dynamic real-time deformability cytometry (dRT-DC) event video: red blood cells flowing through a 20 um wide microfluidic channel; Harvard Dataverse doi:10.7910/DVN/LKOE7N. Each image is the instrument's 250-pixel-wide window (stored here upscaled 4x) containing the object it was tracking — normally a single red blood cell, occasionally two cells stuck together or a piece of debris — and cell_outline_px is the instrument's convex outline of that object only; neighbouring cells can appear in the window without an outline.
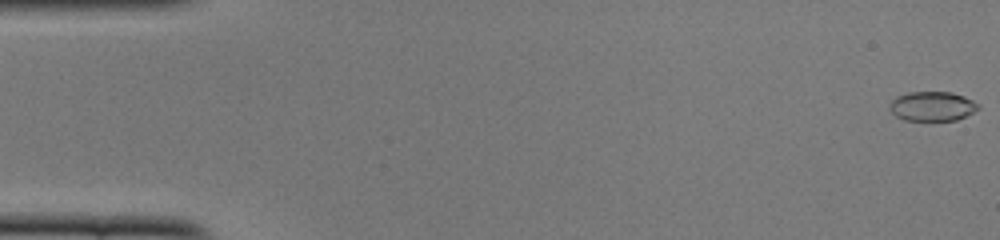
{"species": "common noctule bat (a hibernating species)", "species_latin": "Nyctalus noctula", "temperature_condition": "cold", "stored_images_in_passage": 52, "camera_frame_rate_fps": 3000, "um_per_image_px": 0.085, "animal": {"sex": "female", "body_mass_g": 22.0, "forearm_length_mm": 56.7}, "frame": {"image": 1, "passage_image": 1, "time_ms": 0.0, "image_size_px": [1000, 240], "cell_outline_px": [[980, 108], [956, 120], [904, 120], [896, 116], [892, 112], [892, 100], [896, 96], [908, 92], [952, 92], [964, 96], [980, 104]], "centroid_in_image_um": [79.27, 9.02], "position_along_channel_um": 5.7, "area_um2": 15.03}}
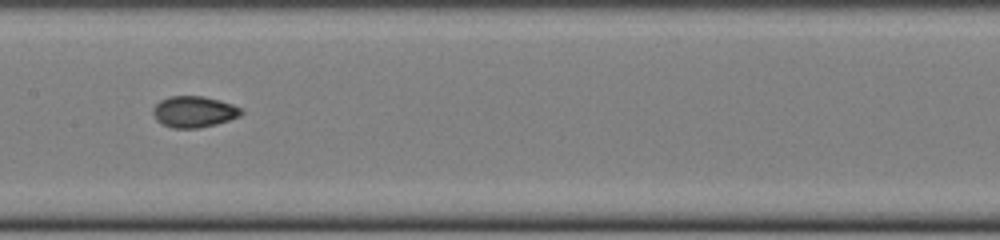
{"frame": {"image": 2, "passage_image": 26, "time_ms": 8.333, "image_size_px": [1000, 240], "cell_outline_px": [[244, 112], [240, 116], [216, 124], [200, 128], [172, 128], [160, 124], [156, 120], [152, 112], [152, 108], [160, 100], [168, 96], [204, 96], [220, 100], [232, 104], [240, 108]], "centroid_in_image_um": [16.45, 9.5], "position_along_channel_um": 190.9, "area_um2": 16.24}}
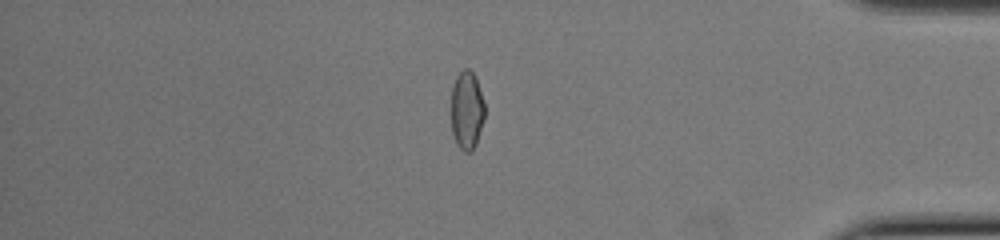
{"frame": {"image": 3, "passage_image": 44, "time_ms": 14.333, "image_size_px": [1000, 240], "cell_outline_px": [[484, 116], [476, 144], [472, 152], [464, 152], [456, 144], [452, 132], [452, 88], [456, 76], [464, 68], [468, 68], [476, 76], [484, 104]], "centroid_in_image_um": [39.68, 9.38], "position_along_channel_um": 395.5, "area_um2": 15.26}, "authors_computed_cell_mechanics": {"area_um2": 15.7794, "velocity_mm_per_s": 3.9321, "shape_relaxation_time_tau1_ms": null, "shape_relaxation_time_tau2_ms": 1.8133, "deformation_change_tau1": null, "deformation_change_tau2": 0.0517}}